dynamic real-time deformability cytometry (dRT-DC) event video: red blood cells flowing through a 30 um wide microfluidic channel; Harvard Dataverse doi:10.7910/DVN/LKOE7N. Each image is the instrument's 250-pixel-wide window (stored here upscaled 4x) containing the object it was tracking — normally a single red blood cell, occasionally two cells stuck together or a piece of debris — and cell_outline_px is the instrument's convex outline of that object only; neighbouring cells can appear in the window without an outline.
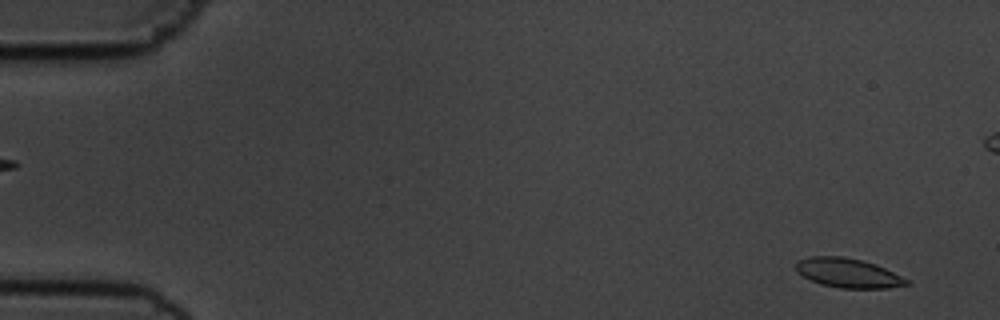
{"species": "common noctule bat (a hibernating species)", "species_latin": "Nyctalus noctula", "temperature_condition": "cold", "stored_images_in_passage": 57, "camera_frame_rate_fps": 3000, "um_per_image_px": 0.085, "animal": {"sex": "male", "body_mass_g": 19.5, "forearm_length_mm": 54.6}, "frame": {"image": 1, "passage_image": 3, "time_ms": 0.667, "image_size_px": [1000, 320], "cell_outline_px": [[912, 284], [888, 288], [840, 288], [820, 284], [796, 272], [796, 264], [800, 260], [808, 256], [844, 256], [876, 264], [908, 280]], "centroid_in_image_um": [72.08, 23.2], "position_along_channel_um": 12.9, "area_um2": 18.79}}
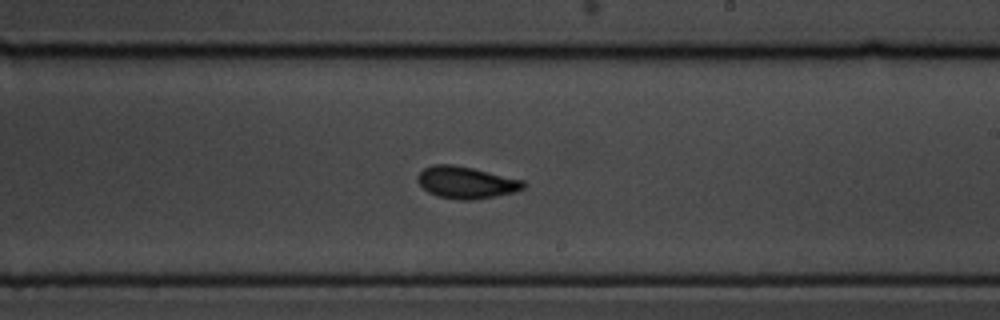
{"frame": {"image": 2, "passage_image": 33, "time_ms": 10.667, "image_size_px": [1000, 320], "cell_outline_px": [[524, 188], [516, 192], [472, 200], [456, 200], [436, 196], [428, 192], [416, 180], [416, 176], [424, 168], [432, 164], [452, 164], [472, 168], [524, 180]], "centroid_in_image_um": [39.59, 15.51], "position_along_channel_um": 249.4, "area_um2": 19.77}}
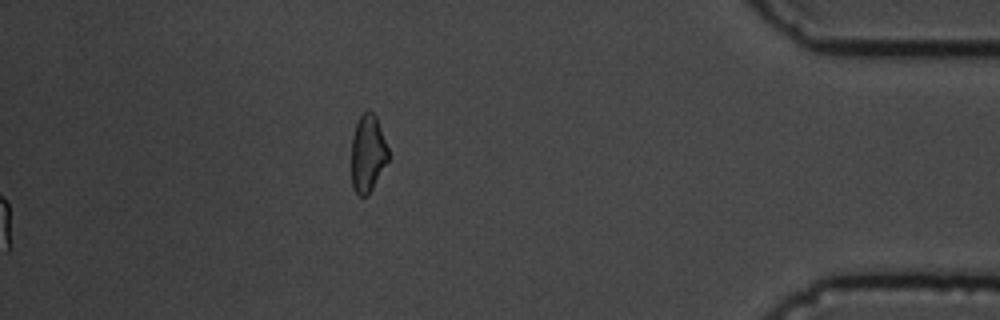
{"frame": {"image": 3, "passage_image": 57, "time_ms": 18.667, "image_size_px": [1000, 320], "cell_outline_px": [[388, 160], [368, 196], [360, 196], [352, 188], [352, 136], [356, 124], [360, 116], [368, 108], [376, 116], [388, 148]], "centroid_in_image_um": [31.25, 13.04], "position_along_channel_um": 403.9, "area_um2": 16.53}, "authors_computed_cell_mechanics": {"area_um2": 18.9584, "velocity_mm_per_s": 3.6136, "shape_relaxation_time_tau1_ms": 3.5256, "shape_relaxation_time_tau2_ms": 3.5624, "deformation_change_tau1": 0.1073, "deformation_change_tau2": 0.0613}}